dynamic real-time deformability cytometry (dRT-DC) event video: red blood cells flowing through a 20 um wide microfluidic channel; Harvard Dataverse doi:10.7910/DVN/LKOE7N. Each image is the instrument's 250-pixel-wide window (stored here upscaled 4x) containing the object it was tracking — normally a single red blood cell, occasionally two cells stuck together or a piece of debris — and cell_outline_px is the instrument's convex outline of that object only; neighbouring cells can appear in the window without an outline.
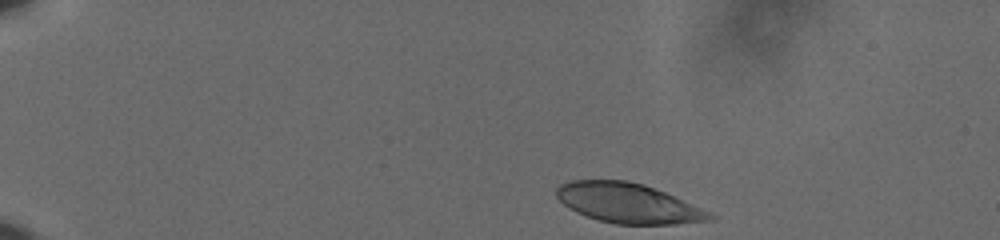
{"species": "human", "species_latin": "Homo sapiens", "temperature_condition": "cold", "stored_images_in_passage": 48, "camera_frame_rate_fps": 3000, "um_per_image_px": 0.085, "donor": {"sex": "male"}, "frame": {"image": 1, "passage_image": 1, "time_ms": 0.0, "image_size_px": [1000, 240], "cell_outline_px": [[720, 216], [712, 220], [676, 224], [616, 224], [600, 220], [576, 212], [564, 204], [556, 196], [556, 188], [560, 184], [572, 180], [628, 180], [644, 184], [664, 192]], "centroid_in_image_um": [53.41, 17.27], "position_along_channel_um": 31.6, "area_um2": 35.43}}
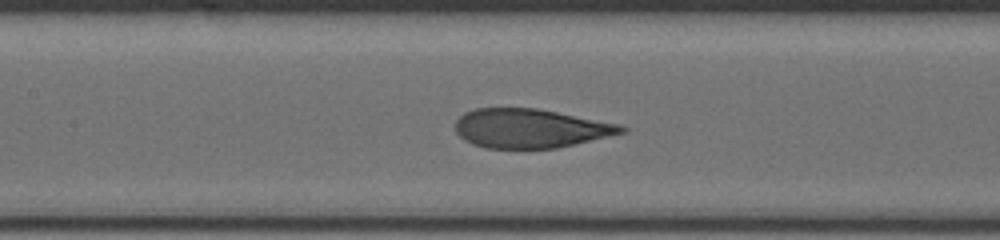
{"frame": {"image": 2, "passage_image": 20, "time_ms": 6.333, "image_size_px": [1000, 240], "cell_outline_px": [[628, 132], [576, 144], [556, 148], [488, 148], [472, 144], [464, 140], [456, 132], [456, 120], [464, 112], [476, 108], [536, 108], [620, 124], [628, 128]], "centroid_in_image_um": [45.1, 10.91], "position_along_channel_um": 162.3, "area_um2": 37.86}}
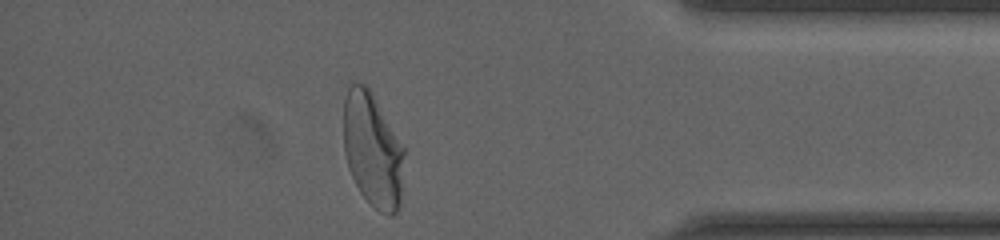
{"frame": {"image": 3, "passage_image": 42, "time_ms": 13.667, "image_size_px": [1000, 240], "cell_outline_px": [[404, 152], [400, 204], [396, 212], [392, 216], [388, 216], [380, 212], [360, 192], [348, 168], [344, 152], [344, 100], [348, 88], [356, 80], [364, 84], [368, 88], [404, 148]], "centroid_in_image_um": [31.66, 12.77], "position_along_channel_um": 403.5, "area_um2": 39.88}, "authors_computed_cell_mechanics": {"area_um2": 39.4485, "velocity_mm_per_s": 3.6087, "shape_relaxation_time_tau1_ms": 5.9655, "shape_relaxation_time_tau2_ms": 0.7431, "deformation_change_tau1": 0.2182, "deformation_change_tau2": 0.0728}}